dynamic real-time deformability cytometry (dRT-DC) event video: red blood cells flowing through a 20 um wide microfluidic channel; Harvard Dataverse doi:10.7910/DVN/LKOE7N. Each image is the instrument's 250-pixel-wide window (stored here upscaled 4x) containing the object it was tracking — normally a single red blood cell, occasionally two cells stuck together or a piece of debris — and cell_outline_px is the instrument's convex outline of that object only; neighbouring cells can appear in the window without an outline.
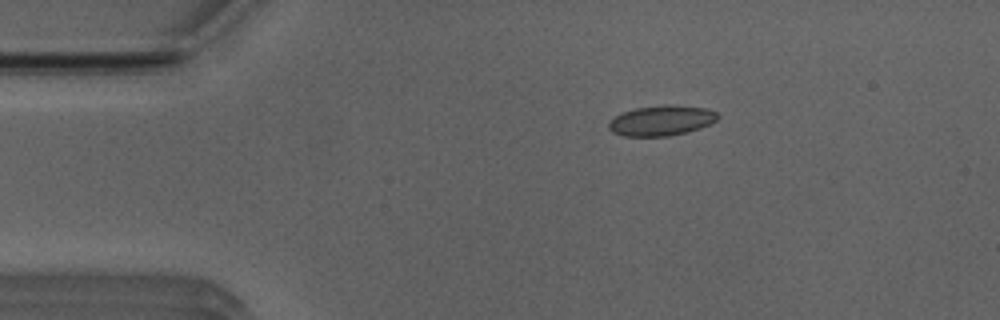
{"species": "Egyptian fruit bat (a non-hibernating species)", "species_latin": "Rousettus aegyptiacus", "temperature_condition": "room temperature", "stored_images_in_passage": 36, "camera_frame_rate_fps": 3000, "um_per_image_px": 0.085, "animal": {"sex": "male"}, "frame": {"image": 1, "passage_image": 1, "time_ms": 0.0, "image_size_px": [1000, 320], "cell_outline_px": [[720, 116], [716, 120], [700, 128], [668, 136], [624, 136], [612, 132], [608, 128], [608, 120], [624, 112], [636, 108], [664, 104], [676, 104], [704, 108], [716, 112]], "centroid_in_image_um": [56.2, 10.23], "position_along_channel_um": 28.8, "area_um2": 19.19}}
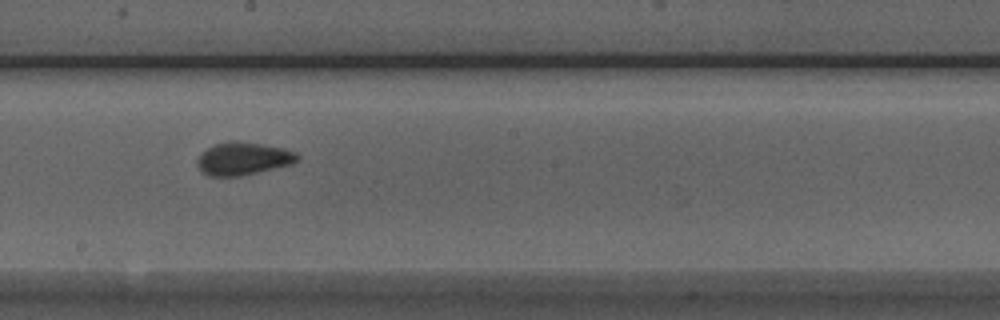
{"frame": {"image": 2, "passage_image": 20, "time_ms": 6.333, "image_size_px": [1000, 320], "cell_outline_px": [[300, 160], [292, 164], [240, 176], [208, 176], [200, 172], [196, 164], [196, 160], [212, 144], [232, 140], [236, 140], [284, 148], [296, 152], [300, 156]], "centroid_in_image_um": [20.66, 13.48], "position_along_channel_um": 227.5, "area_um2": 19.31}}
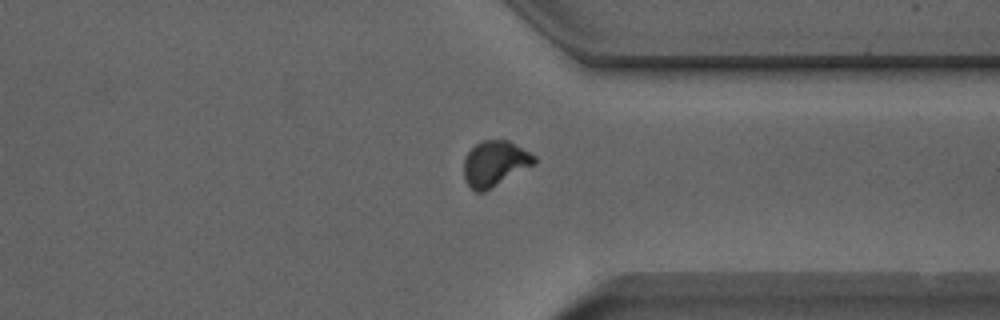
{"frame": {"image": 3, "passage_image": 31, "time_ms": 10.0, "image_size_px": [1000, 320], "cell_outline_px": [[536, 164], [484, 192], [476, 192], [464, 180], [464, 156], [480, 140], [508, 140], [536, 156]], "centroid_in_image_um": [42.06, 13.9], "position_along_channel_um": 369.3, "area_um2": 18.73}, "authors_computed_cell_mechanics": {"area_um2": 18.6694, "velocity_mm_per_s": 3.9294, "shape_relaxation_time_tau1_ms": null, "shape_relaxation_time_tau2_ms": 1.0072, "deformation_change_tau1": null, "deformation_change_tau2": 0.0379}}